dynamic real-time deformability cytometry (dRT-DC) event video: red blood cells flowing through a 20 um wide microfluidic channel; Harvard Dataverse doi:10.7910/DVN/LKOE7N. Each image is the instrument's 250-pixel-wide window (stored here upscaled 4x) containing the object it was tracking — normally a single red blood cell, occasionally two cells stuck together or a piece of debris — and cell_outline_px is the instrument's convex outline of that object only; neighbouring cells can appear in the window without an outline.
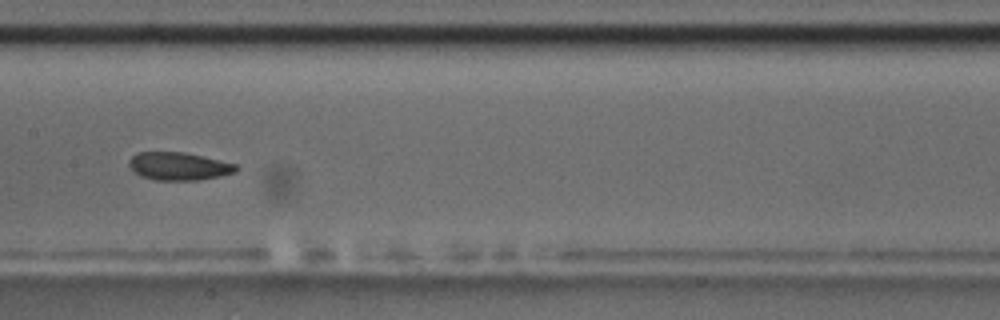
{"species": "common noctule bat (a hibernating species)", "species_latin": "Nyctalus noctula", "temperature_condition": "room temperature", "stored_images_in_passage": 11, "camera_frame_rate_fps": 3000, "um_per_image_px": 0.085, "animal": {"sex": "male", "body_mass_g": 17.5, "forearm_length_mm": 52.3}, "frame": {"image": 1, "passage_image": 8, "time_ms": 9.0, "image_size_px": [1000, 320], "cell_outline_px": [[240, 168], [236, 172], [220, 176], [200, 180], [156, 180], [140, 176], [128, 164], [128, 160], [136, 152], [184, 152], [236, 164]], "centroid_in_image_um": [15.2, 14.13], "position_along_channel_um": 192.2, "area_um2": 17.4}}